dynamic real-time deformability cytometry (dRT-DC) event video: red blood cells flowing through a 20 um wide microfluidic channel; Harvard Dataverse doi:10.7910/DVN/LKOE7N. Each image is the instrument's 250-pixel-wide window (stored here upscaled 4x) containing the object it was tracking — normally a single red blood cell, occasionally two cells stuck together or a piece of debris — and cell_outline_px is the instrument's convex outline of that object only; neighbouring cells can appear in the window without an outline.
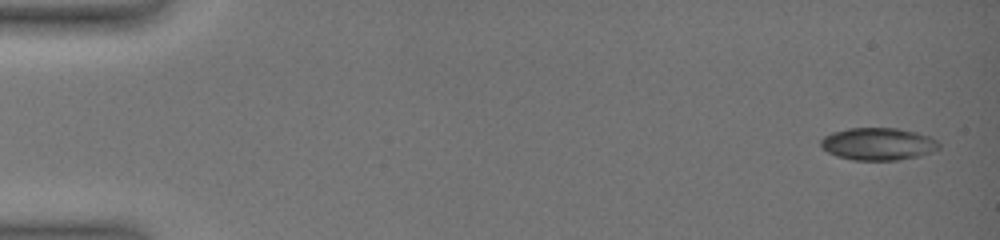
{"species": "common noctule bat (a hibernating species)", "species_latin": "Nyctalus noctula", "temperature_condition": "warm", "stored_images_in_passage": 45, "camera_frame_rate_fps": 3000, "um_per_image_px": 0.085, "animal": {"sex": "female", "body_mass_g": 19.0, "forearm_length_mm": 51.5}, "frame": {"image": 1, "passage_image": 1, "time_ms": 0.0, "image_size_px": [1000, 240], "cell_outline_px": [[940, 148], [932, 152], [920, 156], [900, 160], [852, 160], [836, 156], [828, 152], [820, 144], [820, 140], [824, 136], [832, 132], [848, 128], [896, 128], [916, 132], [928, 136], [936, 140], [940, 144]], "centroid_in_image_um": [74.64, 12.24], "position_along_channel_um": 10.4, "area_um2": 22.43}}
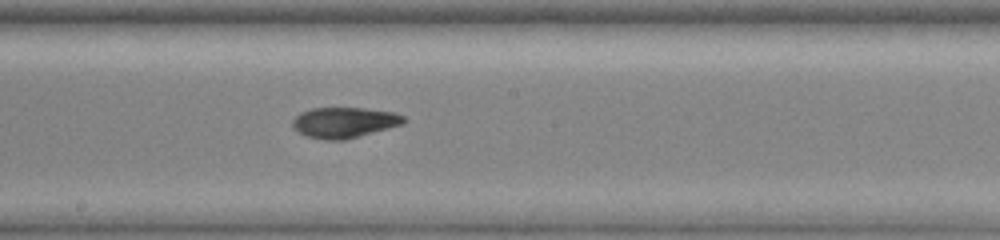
{"frame": {"image": 2, "passage_image": 27, "time_ms": 9.0, "image_size_px": [1000, 240], "cell_outline_px": [[408, 120], [404, 124], [360, 136], [344, 140], [324, 140], [304, 136], [292, 128], [292, 120], [300, 112], [312, 108], [364, 108], [396, 112], [404, 116]], "centroid_in_image_um": [29.27, 10.41], "position_along_channel_um": 218.9, "area_um2": 20.17}}
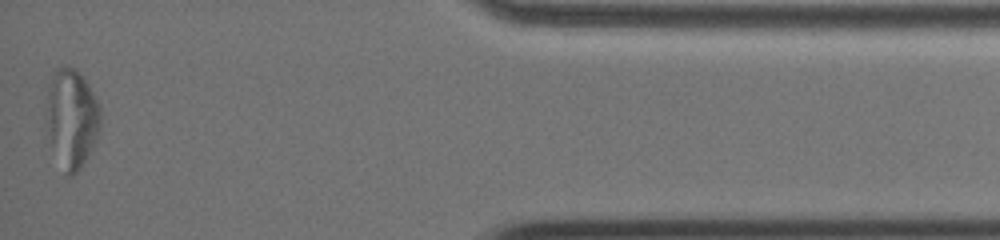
{"frame": {"image": 3, "passage_image": 45, "time_ms": 15.333, "image_size_px": [1000, 240], "cell_outline_px": [[100, 128], [96, 140], [88, 156], [80, 168], [72, 176], [64, 176], [52, 144], [44, 116], [48, 84], [56, 68], [60, 64], [64, 64], [76, 68], [80, 72], [88, 84], [100, 104]], "centroid_in_image_um": [6.08, 10.01], "position_along_channel_um": 429.1, "area_um2": 31.85}, "authors_computed_cell_mechanics": {"area_um2": 20.7502, "velocity_mm_per_s": 4.0318, "shape_relaxation_time_tau1_ms": 5.1178, "shape_relaxation_time_tau2_ms": 1.9849, "deformation_change_tau1": 0.1999, "deformation_change_tau2": 0.0667}}